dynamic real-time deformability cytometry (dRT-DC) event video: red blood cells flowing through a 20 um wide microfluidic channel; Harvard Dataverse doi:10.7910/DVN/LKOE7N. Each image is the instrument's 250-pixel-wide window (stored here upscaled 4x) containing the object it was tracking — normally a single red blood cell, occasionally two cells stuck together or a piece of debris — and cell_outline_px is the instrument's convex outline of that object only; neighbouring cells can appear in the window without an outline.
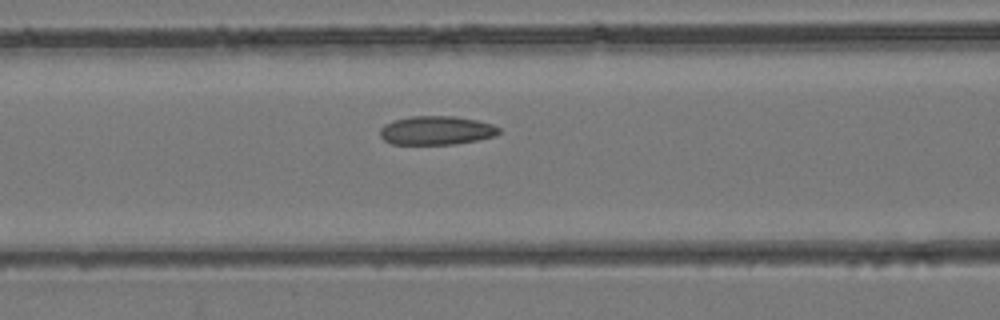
{"species": "common noctule bat (a hibernating species)", "species_latin": "Nyctalus noctula", "temperature_condition": "room temperature", "stored_images_in_passage": 32, "camera_frame_rate_fps": 3000, "um_per_image_px": 0.085, "animal": {"sex": "female", "body_mass_g": 24.6, "forearm_length_mm": 56.2}, "frame": {"image": 1, "passage_image": 7, "time_ms": 2.0, "image_size_px": [1000, 320], "cell_outline_px": [[500, 132], [496, 136], [476, 140], [452, 144], [392, 144], [384, 140], [380, 136], [380, 128], [384, 124], [392, 120], [412, 116], [456, 116], [476, 120], [492, 124], [500, 128]], "centroid_in_image_um": [37.08, 11.08], "position_along_channel_um": 129.5, "area_um2": 20.0}}
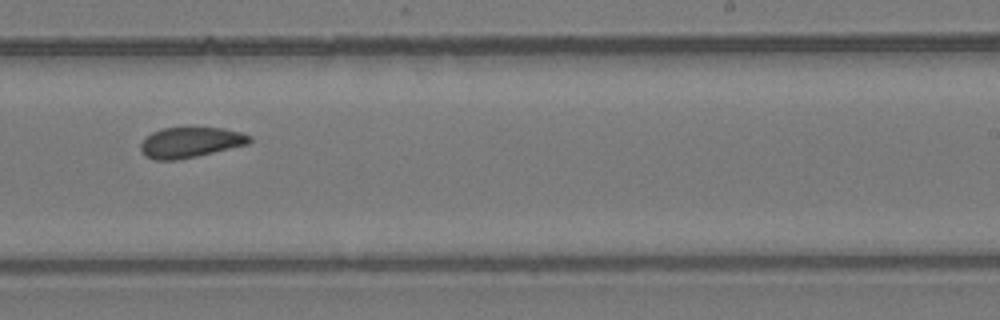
{"frame": {"image": 2, "passage_image": 16, "time_ms": 5.0, "image_size_px": [1000, 320], "cell_outline_px": [[252, 140], [248, 144], [196, 156], [176, 160], [156, 160], [140, 152], [140, 144], [152, 132], [164, 128], [224, 128], [240, 132], [252, 136]], "centroid_in_image_um": [16.2, 12.1], "position_along_channel_um": 272.8, "area_um2": 19.07}}
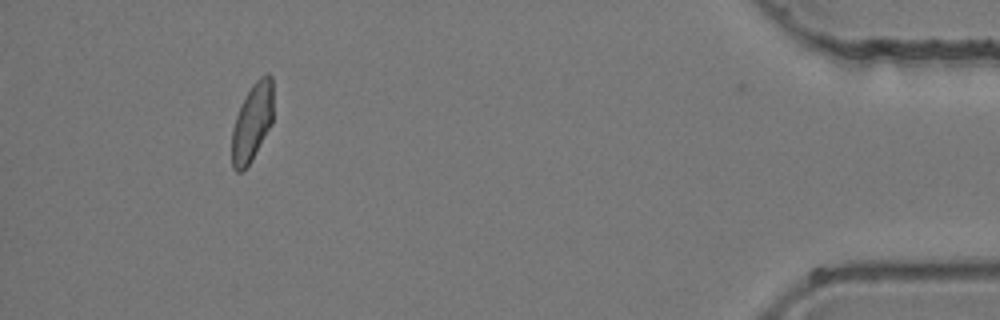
{"frame": {"image": 3, "passage_image": 29, "time_ms": 9.333, "image_size_px": [1000, 320], "cell_outline_px": [[272, 124], [252, 160], [240, 172], [236, 172], [232, 168], [232, 128], [236, 116], [252, 84], [260, 76], [268, 72], [272, 76]], "centroid_in_image_um": [21.44, 10.4], "position_along_channel_um": 413.8, "area_um2": 18.67}}